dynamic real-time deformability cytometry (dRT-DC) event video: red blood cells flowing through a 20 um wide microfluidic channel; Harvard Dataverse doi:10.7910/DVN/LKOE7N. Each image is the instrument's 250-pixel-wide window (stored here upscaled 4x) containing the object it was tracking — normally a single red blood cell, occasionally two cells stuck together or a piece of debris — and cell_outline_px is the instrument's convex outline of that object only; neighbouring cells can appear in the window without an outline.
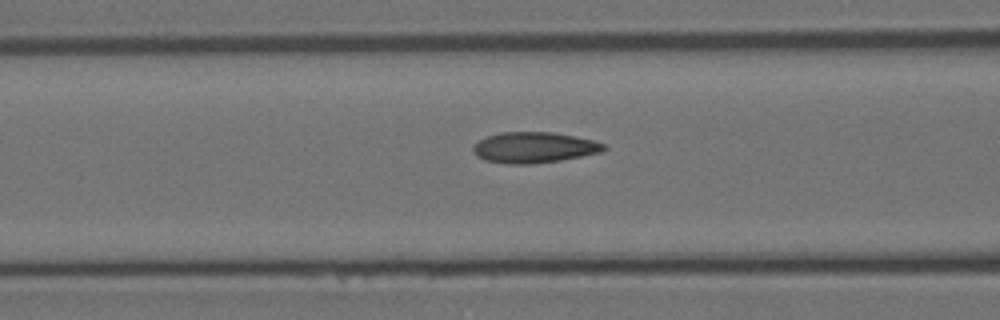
{"species": "Egyptian fruit bat (a non-hibernating species)", "species_latin": "Rousettus aegyptiacus", "temperature_condition": "room temperature", "stored_images_in_passage": 3, "camera_frame_rate_fps": 3000, "um_per_image_px": 0.085, "animal": {"sex": "female"}, "frame": {"image": 1, "passage_image": 3, "time_ms": 0.667, "image_size_px": [1000, 320], "cell_outline_px": [[608, 148], [600, 152], [560, 160], [532, 164], [508, 164], [484, 160], [476, 156], [472, 148], [480, 140], [488, 136], [500, 132], [552, 132], [592, 140], [604, 144]], "centroid_in_image_um": [45.37, 12.54], "position_along_channel_um": 121.2, "area_um2": 23.24}}